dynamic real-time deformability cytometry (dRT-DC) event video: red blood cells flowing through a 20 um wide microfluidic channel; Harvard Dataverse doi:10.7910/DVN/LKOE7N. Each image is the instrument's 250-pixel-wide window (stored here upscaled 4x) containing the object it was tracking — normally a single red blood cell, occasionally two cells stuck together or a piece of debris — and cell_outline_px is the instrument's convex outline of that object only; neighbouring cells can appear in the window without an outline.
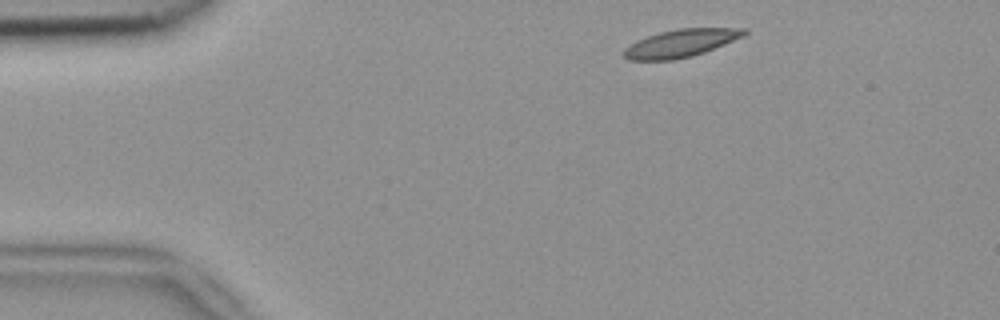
{"species": "common noctule bat (a hibernating species)", "species_latin": "Nyctalus noctula", "temperature_condition": "room temperature", "stored_images_in_passage": 3, "camera_frame_rate_fps": 3000, "um_per_image_px": 0.085, "animal": {"sex": "female", "body_mass_g": 18.4}, "frame": {"image": 1, "passage_image": 1, "time_ms": 0.0, "image_size_px": [1000, 320], "cell_outline_px": [[748, 32], [744, 36], [704, 52], [692, 56], [672, 60], [628, 60], [624, 56], [624, 48], [636, 40], [660, 32], [680, 28], [748, 28]], "centroid_in_image_um": [57.87, 3.67], "position_along_channel_um": 27.1, "area_um2": 19.36}}
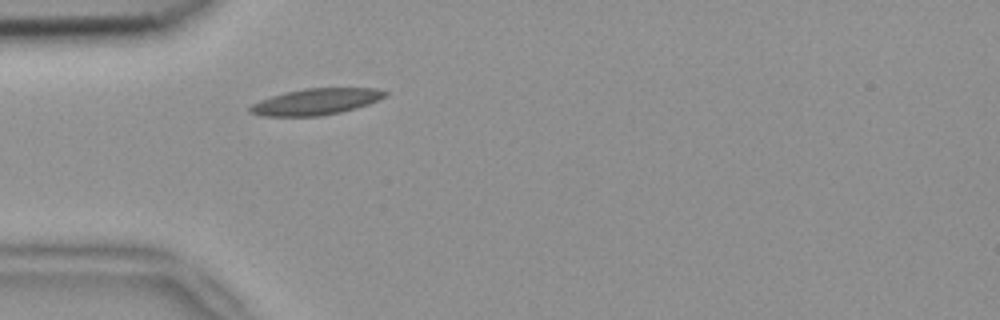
{"frame": {"image": 2, "passage_image": 3, "time_ms": 0.667, "image_size_px": [1000, 320], "cell_outline_px": [[388, 96], [368, 104], [356, 108], [340, 112], [320, 116], [260, 116], [248, 112], [248, 108], [252, 104], [260, 100], [284, 92], [304, 88], [376, 88], [388, 92]], "centroid_in_image_um": [26.85, 8.64], "position_along_channel_um": 58.2, "area_um2": 20.81}}